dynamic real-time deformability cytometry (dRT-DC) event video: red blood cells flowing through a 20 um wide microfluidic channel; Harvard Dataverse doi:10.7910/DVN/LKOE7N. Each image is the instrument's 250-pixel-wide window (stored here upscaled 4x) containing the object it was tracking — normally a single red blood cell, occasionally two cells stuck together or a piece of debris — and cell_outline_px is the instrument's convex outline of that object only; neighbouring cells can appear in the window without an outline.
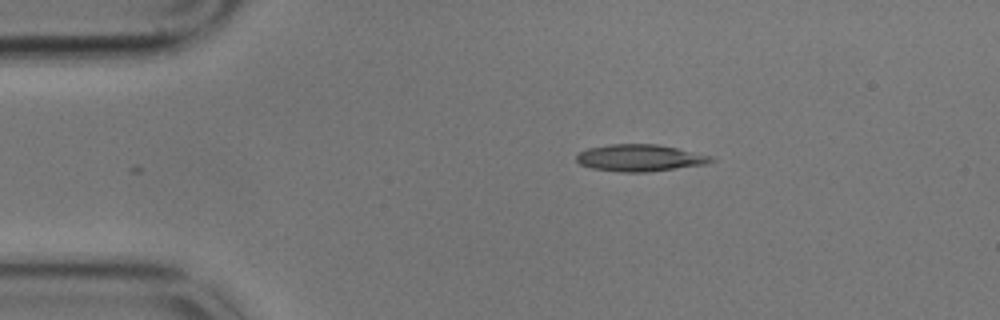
{"species": "common noctule bat (a hibernating species)", "species_latin": "Nyctalus noctula", "temperature_condition": "cold", "stored_images_in_passage": 48, "camera_frame_rate_fps": 3000, "um_per_image_px": 0.085, "animal": {"sex": "male", "body_mass_g": 17.9}, "frame": {"image": 1, "passage_image": 1, "time_ms": 0.0, "image_size_px": [1000, 320], "cell_outline_px": [[716, 160], [704, 164], [648, 172], [624, 172], [592, 168], [580, 164], [576, 160], [576, 156], [580, 152], [588, 148], [608, 144], [656, 144], [676, 148], [712, 156]], "centroid_in_image_um": [54.37, 13.42], "position_along_channel_um": 30.6, "area_um2": 20.87}}
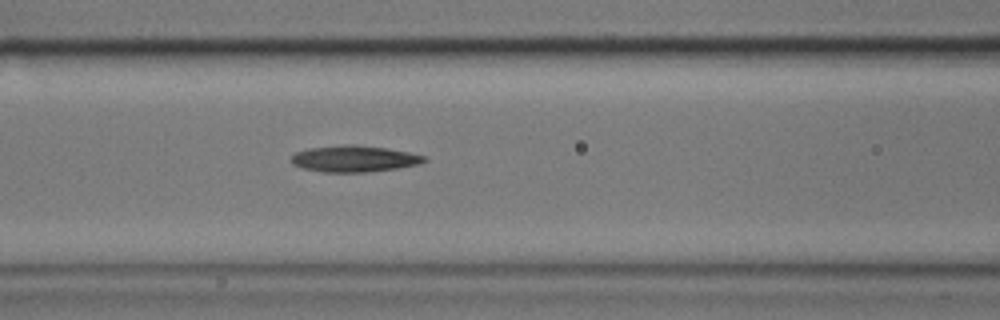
{"frame": {"image": 2, "passage_image": 14, "time_ms": 4.333, "image_size_px": [1000, 320], "cell_outline_px": [[428, 160], [420, 164], [396, 168], [368, 172], [324, 172], [304, 168], [292, 164], [292, 156], [296, 152], [308, 148], [348, 144], [352, 144], [384, 148], [408, 152], [428, 156]], "centroid_in_image_um": [30.14, 13.49], "position_along_channel_um": 136.5, "area_um2": 20.35}}
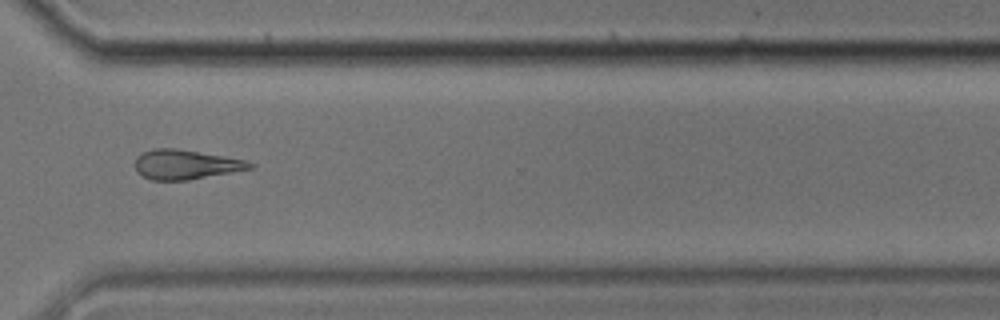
{"frame": {"image": 3, "passage_image": 33, "time_ms": 10.667, "image_size_px": [1000, 320], "cell_outline_px": [[256, 164], [252, 168], [188, 180], [152, 180], [136, 172], [136, 156], [152, 148], [176, 148], [244, 160]], "centroid_in_image_um": [15.74, 13.98], "position_along_channel_um": 354.9, "area_um2": 19.48}}